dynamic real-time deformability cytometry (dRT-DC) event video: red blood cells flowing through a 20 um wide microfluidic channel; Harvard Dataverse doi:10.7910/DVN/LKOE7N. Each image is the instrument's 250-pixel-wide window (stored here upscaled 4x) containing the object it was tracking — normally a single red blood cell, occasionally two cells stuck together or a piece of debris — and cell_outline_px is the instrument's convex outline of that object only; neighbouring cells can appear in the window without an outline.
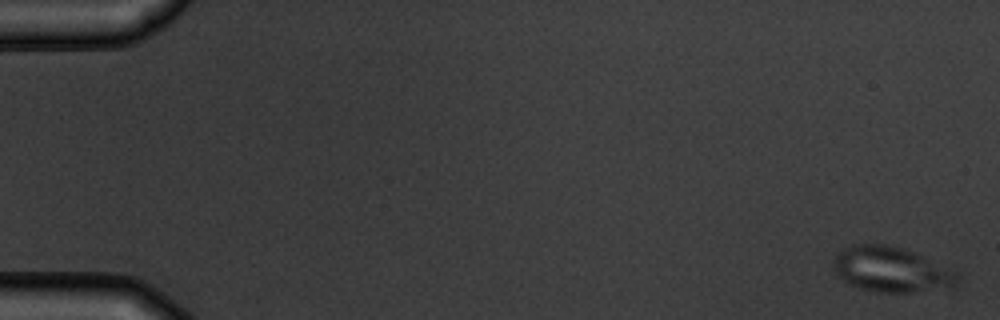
{"species": "common noctule bat (a hibernating species)", "species_latin": "Nyctalus noctula", "temperature_condition": "warm", "stored_images_in_passage": 6, "camera_frame_rate_fps": 3000, "um_per_image_px": 0.085, "animal": {"sex": "male", "body_mass_g": 19.5, "forearm_length_mm": 54.6}, "frame": {"image": 1, "passage_image": 1, "time_ms": 0.0, "image_size_px": [1000, 320], "cell_outline_px": [[960, 276], [956, 284], [912, 292], [876, 292], [852, 284], [836, 276], [832, 264], [832, 260], [836, 252], [844, 248], [856, 244], [884, 244], [904, 248], [960, 272]], "centroid_in_image_um": [75.71, 22.88], "position_along_channel_um": 9.3, "area_um2": 32.43}}